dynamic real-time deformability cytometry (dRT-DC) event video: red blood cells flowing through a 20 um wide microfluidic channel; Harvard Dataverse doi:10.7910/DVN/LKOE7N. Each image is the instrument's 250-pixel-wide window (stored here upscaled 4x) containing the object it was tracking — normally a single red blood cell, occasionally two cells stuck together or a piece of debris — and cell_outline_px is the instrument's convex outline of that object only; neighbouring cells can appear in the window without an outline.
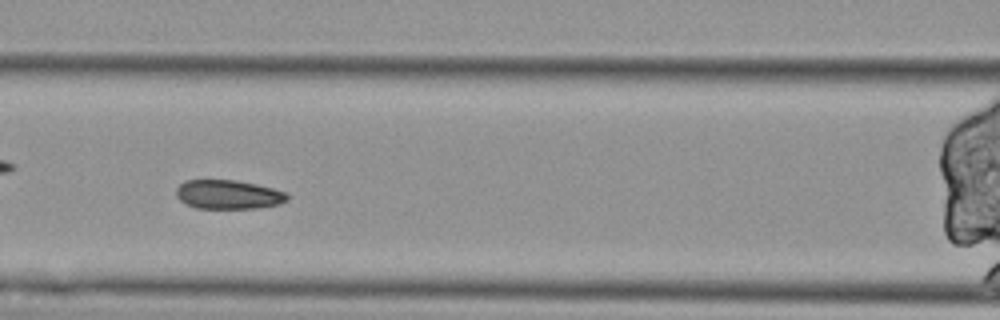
{"species": "Egyptian fruit bat (a non-hibernating species)", "species_latin": "Rousettus aegyptiacus", "temperature_condition": "cold", "stored_images_in_passage": 51, "segment_of_instrument_passage": [2, 2], "camera_frame_rate_fps": 3000, "um_per_image_px": 0.085, "animal": {"sex": "female"}, "frame": {"image": 1, "passage_image": 18, "time_ms": 5.667, "image_size_px": [1000, 320], "cell_outline_px": [[288, 200], [280, 204], [260, 208], [196, 208], [180, 200], [176, 196], [176, 188], [184, 180], [236, 180], [256, 184], [288, 192]], "centroid_in_image_um": [19.43, 16.53], "position_along_channel_um": 147.2, "area_um2": 18.9}}
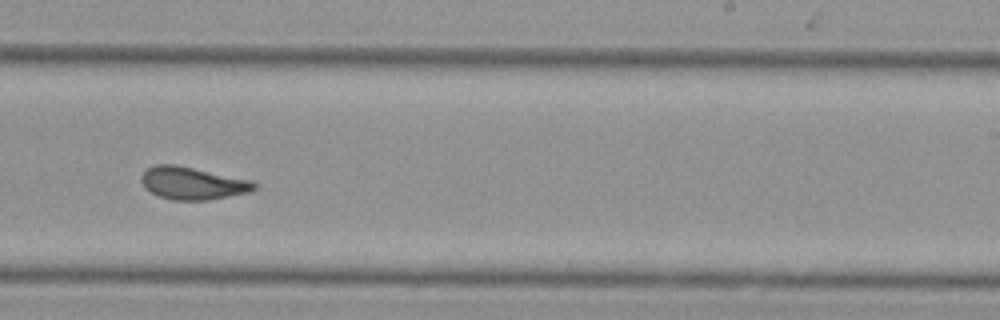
{"frame": {"image": 2, "passage_image": 29, "time_ms": 9.333, "image_size_px": [1000, 320], "cell_outline_px": [[256, 188], [252, 192], [208, 200], [172, 200], [160, 196], [144, 188], [140, 180], [140, 176], [148, 168], [156, 164], [176, 164], [252, 180], [256, 184]], "centroid_in_image_um": [16.38, 15.57], "position_along_channel_um": 272.6, "area_um2": 21.56}}
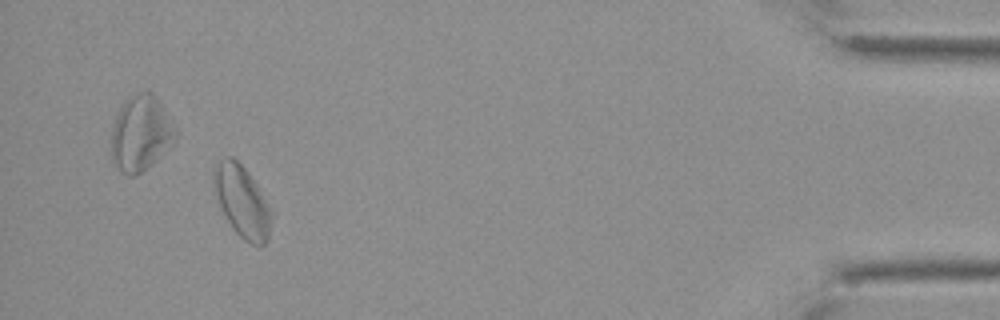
{"frame": {"image": 3, "passage_image": 47, "time_ms": 15.333, "image_size_px": [1000, 320], "cell_outline_px": [[268, 240], [264, 244], [252, 244], [244, 240], [232, 228], [216, 196], [212, 180], [212, 176], [216, 164], [224, 156], [232, 156], [248, 172], [256, 184], [268, 208]], "centroid_in_image_um": [20.5, 17.07], "position_along_channel_um": 414.7, "area_um2": 22.95}}